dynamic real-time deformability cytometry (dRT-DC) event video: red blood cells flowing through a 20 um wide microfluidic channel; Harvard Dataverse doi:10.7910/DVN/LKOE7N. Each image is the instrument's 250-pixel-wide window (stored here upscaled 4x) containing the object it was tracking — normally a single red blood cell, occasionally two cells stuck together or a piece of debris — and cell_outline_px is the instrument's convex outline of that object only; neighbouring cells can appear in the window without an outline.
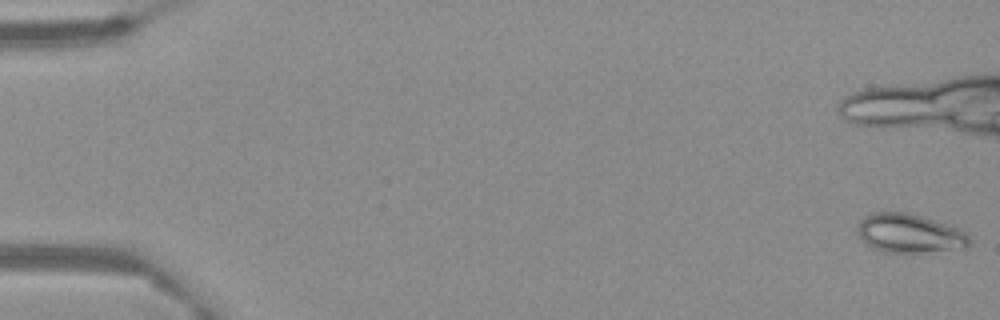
{"species": "Egyptian fruit bat (a non-hibernating species)", "species_latin": "Rousettus aegyptiacus", "temperature_condition": "warm", "stored_images_in_passage": 54, "camera_frame_rate_fps": 3000, "um_per_image_px": 0.085, "frame": {"image": 1, "passage_image": 1, "time_ms": 0.0, "image_size_px": [1000, 320], "cell_outline_px": [[972, 244], [968, 248], [920, 252], [884, 252], [872, 248], [856, 232], [856, 228], [860, 220], [864, 216], [872, 212], [908, 212], [960, 228], [972, 240]], "centroid_in_image_um": [77.32, 19.83], "position_along_channel_um": 7.7, "area_um2": 25.55}}